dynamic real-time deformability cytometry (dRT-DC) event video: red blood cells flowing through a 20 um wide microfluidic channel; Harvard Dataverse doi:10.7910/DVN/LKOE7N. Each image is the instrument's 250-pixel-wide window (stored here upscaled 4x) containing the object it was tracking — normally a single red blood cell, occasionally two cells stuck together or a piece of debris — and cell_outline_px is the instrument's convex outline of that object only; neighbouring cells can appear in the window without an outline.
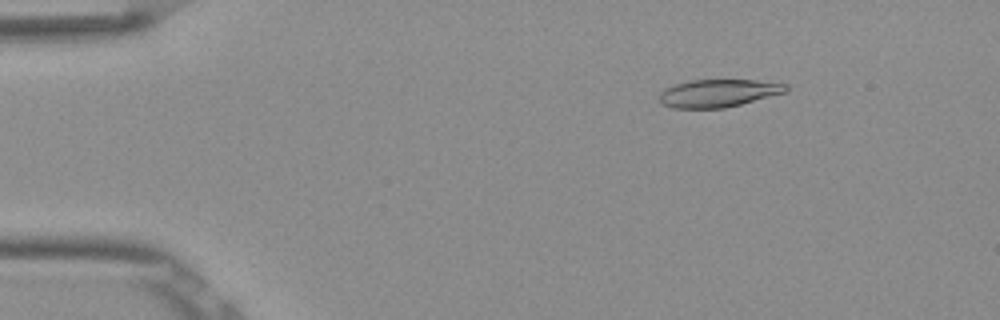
{"species": "Egyptian fruit bat (a non-hibernating species)", "species_latin": "Rousettus aegyptiacus", "temperature_condition": "room temperature", "stored_images_in_passage": 53, "camera_frame_rate_fps": 3000, "um_per_image_px": 0.085, "frame": {"image": 1, "passage_image": 8, "time_ms": 2.333, "image_size_px": [1000, 320], "cell_outline_px": [[788, 92], [724, 108], [672, 108], [664, 104], [660, 100], [660, 92], [664, 88], [676, 84], [692, 80], [756, 80], [788, 84]], "centroid_in_image_um": [61.09, 7.91], "position_along_channel_um": 23.9, "area_um2": 20.4}}
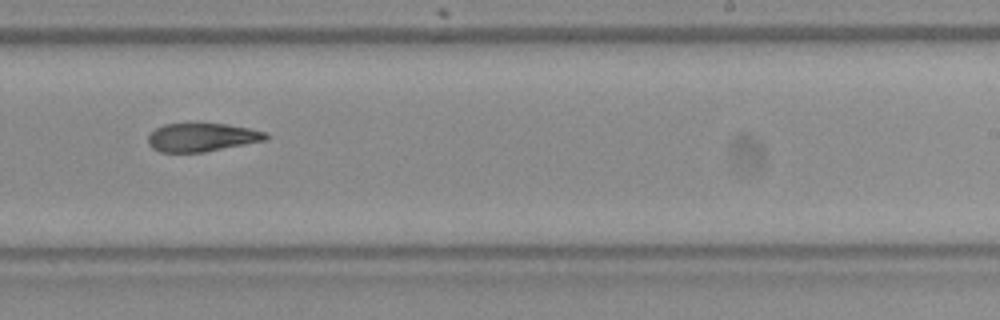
{"frame": {"image": 2, "passage_image": 33, "time_ms": 10.667, "image_size_px": [1000, 320], "cell_outline_px": [[268, 140], [204, 152], [160, 152], [152, 148], [148, 144], [148, 136], [156, 128], [164, 124], [224, 124], [248, 128], [268, 132]], "centroid_in_image_um": [17.18, 11.68], "position_along_channel_um": 271.8, "area_um2": 19.42}}
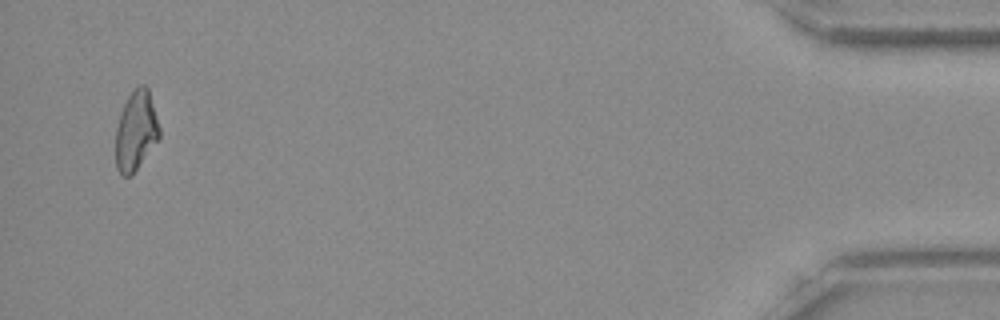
{"frame": {"image": 3, "passage_image": 51, "time_ms": 16.667, "image_size_px": [1000, 320], "cell_outline_px": [[160, 136], [132, 176], [120, 176], [116, 168], [116, 128], [120, 112], [128, 96], [140, 84], [144, 84], [148, 88], [160, 128]], "centroid_in_image_um": [11.54, 11.14], "position_along_channel_um": 423.7, "area_um2": 20.23}, "authors_computed_cell_mechanics": {"area_um2": 20.6346, "velocity_mm_per_s": 3.8986, "shape_relaxation_time_tau1_ms": null, "shape_relaxation_time_tau2_ms": 5.4635, "deformation_change_tau1": null, "deformation_change_tau2": 0.1526}}